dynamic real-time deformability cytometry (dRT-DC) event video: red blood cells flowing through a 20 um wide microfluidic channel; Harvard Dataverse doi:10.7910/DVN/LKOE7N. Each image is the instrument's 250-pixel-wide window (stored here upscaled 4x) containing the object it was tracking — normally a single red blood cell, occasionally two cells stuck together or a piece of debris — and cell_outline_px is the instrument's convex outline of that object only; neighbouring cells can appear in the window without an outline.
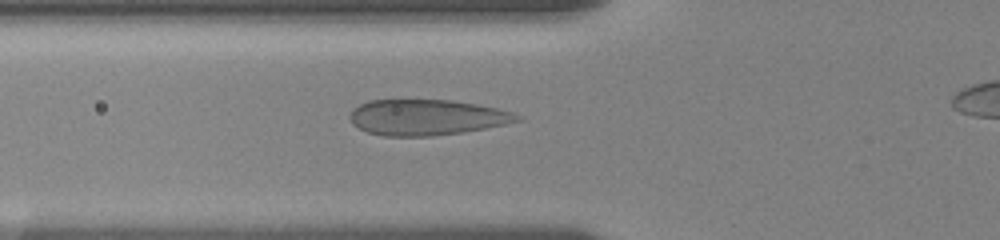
{"species": "human", "species_latin": "Homo sapiens", "temperature_condition": "room temperature", "stored_images_in_passage": 6, "camera_frame_rate_fps": 3000, "um_per_image_px": 0.085, "donor": {"sex": "female"}, "frame": {"image": 1, "passage_image": 4, "time_ms": 2.333, "image_size_px": [1000, 240], "cell_outline_px": [[524, 120], [464, 132], [432, 136], [384, 136], [368, 132], [352, 124], [348, 116], [352, 108], [368, 100], [452, 100], [476, 104], [496, 108], [512, 112], [524, 116]], "centroid_in_image_um": [36.26, 9.97], "position_along_channel_um": 89.5, "area_um2": 34.97}}
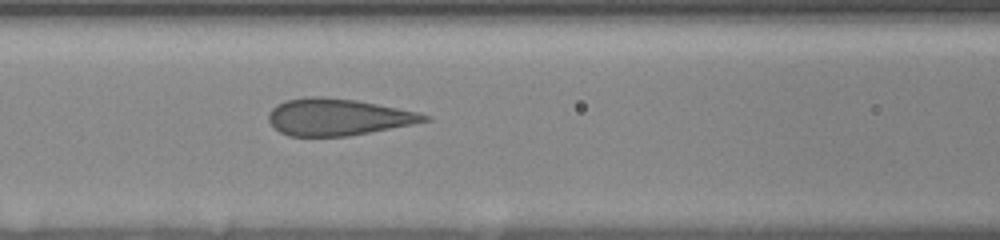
{"frame": {"image": 2, "passage_image": 6, "time_ms": 3.667, "image_size_px": [1000, 240], "cell_outline_px": [[432, 120], [412, 124], [348, 136], [288, 136], [280, 132], [268, 120], [268, 112], [276, 104], [284, 100], [304, 96], [324, 96], [356, 100], [420, 112], [432, 116]], "centroid_in_image_um": [28.71, 9.93], "position_along_channel_um": 137.9, "area_um2": 33.64}}